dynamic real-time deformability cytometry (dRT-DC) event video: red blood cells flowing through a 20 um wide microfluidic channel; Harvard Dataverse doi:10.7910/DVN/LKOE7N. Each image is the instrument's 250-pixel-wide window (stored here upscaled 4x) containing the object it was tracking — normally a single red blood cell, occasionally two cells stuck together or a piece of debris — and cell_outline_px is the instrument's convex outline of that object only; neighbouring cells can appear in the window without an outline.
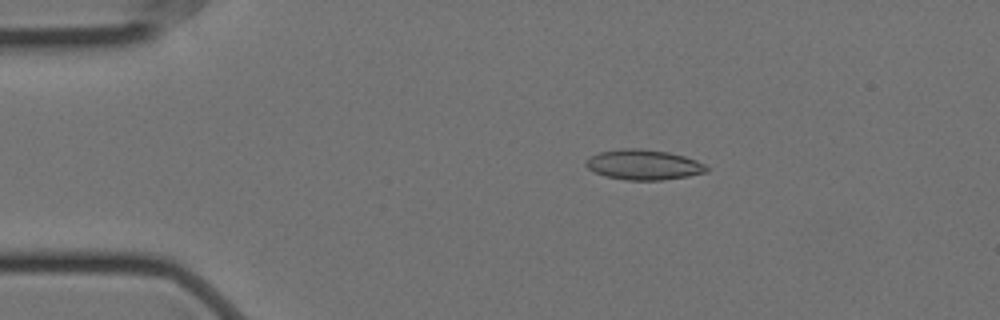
{"species": "Egyptian fruit bat (a non-hibernating species)", "species_latin": "Rousettus aegyptiacus", "temperature_condition": "cold", "stored_images_in_passage": 57, "camera_frame_rate_fps": 3000, "um_per_image_px": 0.085, "animal": {"sex": "female"}, "frame": {"image": 1, "passage_image": 10, "time_ms": 3.0, "image_size_px": [1000, 320], "cell_outline_px": [[708, 172], [688, 176], [660, 180], [628, 180], [604, 176], [588, 168], [584, 164], [584, 160], [600, 152], [620, 148], [640, 148], [668, 152], [684, 156], [696, 160], [704, 164], [708, 168]], "centroid_in_image_um": [54.7, 13.99], "position_along_channel_um": 30.3, "area_um2": 21.21}}
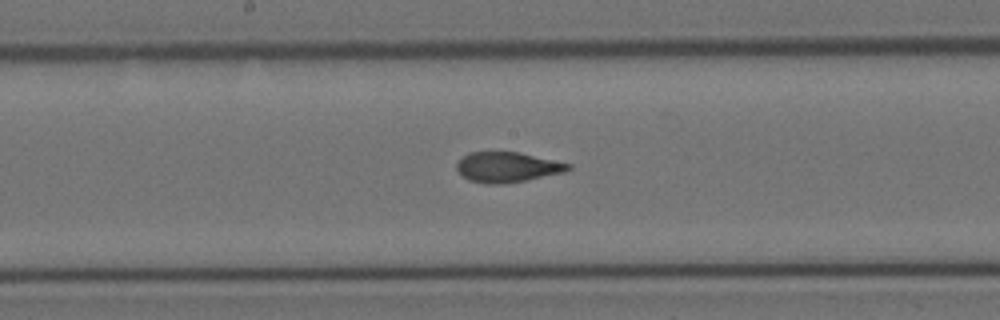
{"frame": {"image": 2, "passage_image": 29, "time_ms": 9.333, "image_size_px": [1000, 320], "cell_outline_px": [[572, 168], [564, 172], [504, 184], [484, 184], [468, 180], [456, 168], [456, 164], [468, 152], [520, 152], [572, 164]], "centroid_in_image_um": [43.12, 14.2], "position_along_channel_um": 205.1, "area_um2": 19.54}}
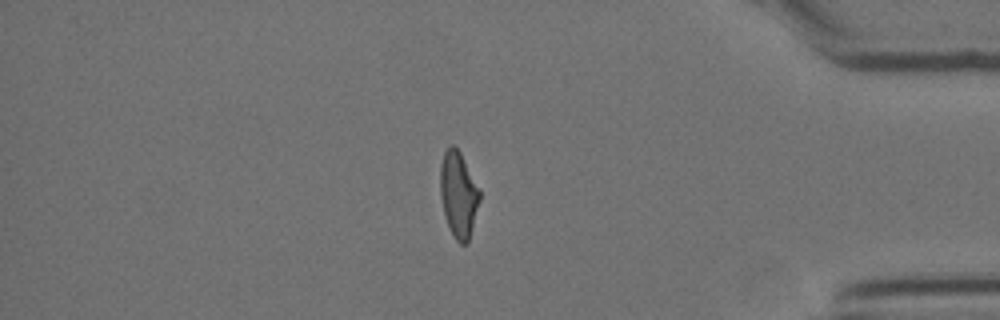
{"frame": {"image": 3, "passage_image": 48, "time_ms": 15.667, "image_size_px": [1000, 320], "cell_outline_px": [[480, 200], [468, 244], [460, 244], [452, 236], [448, 228], [444, 216], [440, 196], [440, 164], [444, 152], [452, 144], [460, 152], [480, 192]], "centroid_in_image_um": [38.95, 16.59], "position_along_channel_um": 396.3, "area_um2": 19.77}, "authors_computed_cell_mechanics": {"area_um2": 20.23, "velocity_mm_per_s": 3.5176, "shape_relaxation_time_tau1_ms": 6.5324, "shape_relaxation_time_tau2_ms": 1.2786, "deformation_change_tau1": 0.1902, "deformation_change_tau2": 0.0741}}